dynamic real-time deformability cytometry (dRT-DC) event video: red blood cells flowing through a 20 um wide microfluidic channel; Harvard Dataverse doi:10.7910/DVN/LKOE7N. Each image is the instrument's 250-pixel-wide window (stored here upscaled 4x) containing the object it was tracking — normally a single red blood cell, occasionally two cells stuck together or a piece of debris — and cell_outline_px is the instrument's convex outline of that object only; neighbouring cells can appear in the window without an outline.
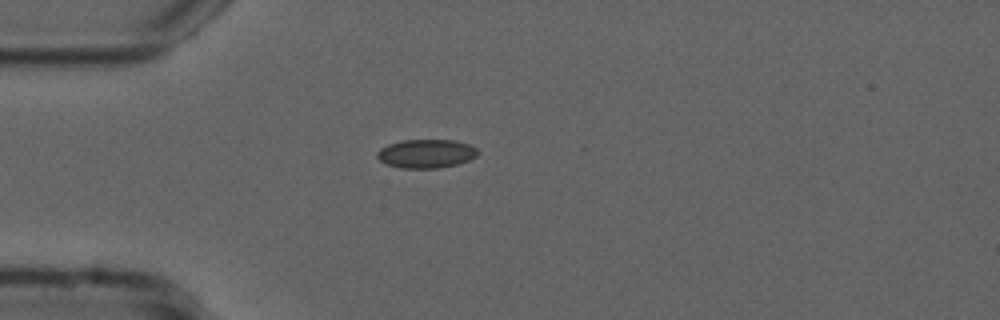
{"species": "common noctule bat (a hibernating species)", "species_latin": "Nyctalus noctula", "temperature_condition": "cold", "stored_images_in_passage": 41, "camera_frame_rate_fps": 3000, "um_per_image_px": 0.085, "animal": {"sex": "male", "forearm_length_mm": 52.5}, "frame": {"image": 1, "passage_image": 1, "time_ms": 0.0, "image_size_px": [1000, 320], "cell_outline_px": [[480, 152], [476, 156], [468, 160], [456, 164], [440, 168], [400, 168], [388, 164], [380, 160], [376, 156], [376, 152], [380, 148], [388, 144], [404, 140], [456, 140], [468, 144], [476, 148]], "centroid_in_image_um": [36.22, 13.05], "position_along_channel_um": 48.8, "area_um2": 16.82}}
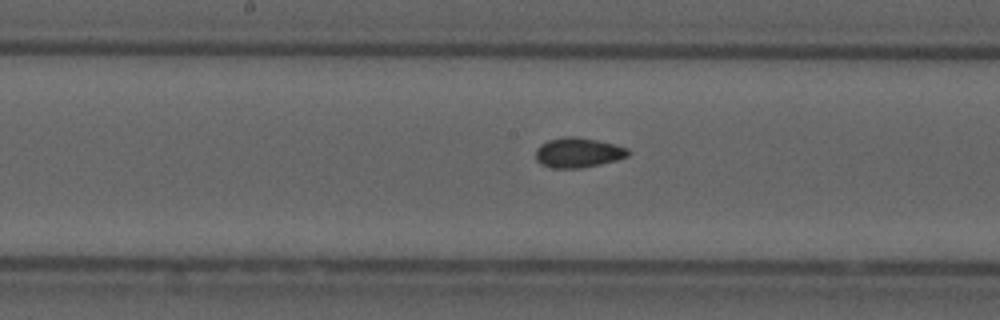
{"frame": {"image": 2, "passage_image": 14, "time_ms": 4.333, "image_size_px": [1000, 320], "cell_outline_px": [[628, 156], [616, 160], [600, 164], [580, 168], [552, 168], [540, 164], [536, 160], [536, 148], [540, 144], [548, 140], [564, 136], [572, 136], [596, 140], [628, 148]], "centroid_in_image_um": [49.09, 12.97], "position_along_channel_um": 199.1, "area_um2": 16.01}}
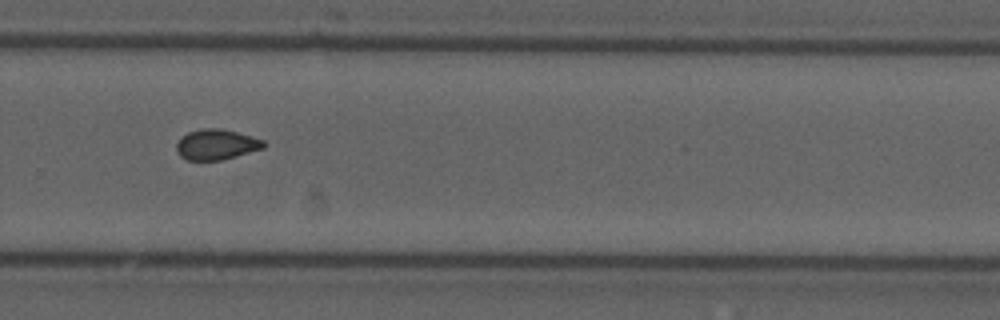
{"frame": {"image": 3, "passage_image": 23, "time_ms": 7.333, "image_size_px": [1000, 320], "cell_outline_px": [[268, 144], [264, 148], [236, 156], [220, 160], [184, 160], [176, 152], [176, 144], [188, 132], [200, 128], [220, 128], [236, 132], [264, 140]], "centroid_in_image_um": [18.39, 12.29], "position_along_channel_um": 311.4, "area_um2": 15.49}, "authors_computed_cell_mechanics": {"area_um2": 15.6638, "velocity_mm_per_s": 3.7654, "shape_relaxation_time_tau1_ms": null, "shape_relaxation_time_tau2_ms": 1.6404, "deformation_change_tau1": null, "deformation_change_tau2": 0.0468}}